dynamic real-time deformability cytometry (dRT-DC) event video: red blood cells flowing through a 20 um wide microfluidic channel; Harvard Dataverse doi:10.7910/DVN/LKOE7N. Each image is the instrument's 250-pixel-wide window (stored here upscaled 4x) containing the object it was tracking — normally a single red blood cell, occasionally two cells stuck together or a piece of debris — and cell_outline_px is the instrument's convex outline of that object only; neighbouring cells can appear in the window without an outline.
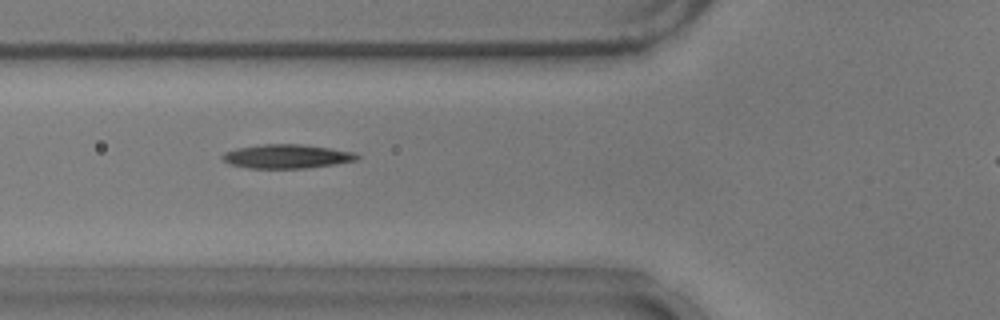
{"species": "common noctule bat (a hibernating species)", "species_latin": "Nyctalus noctula", "temperature_condition": "warm", "stored_images_in_passage": 38, "camera_frame_rate_fps": 3000, "um_per_image_px": 0.085, "animal": {"sex": "male", "body_mass_g": 17.9}, "frame": {"image": 1, "passage_image": 9, "time_ms": 2.667, "image_size_px": [1000, 320], "cell_outline_px": [[360, 156], [356, 160], [336, 164], [304, 168], [248, 168], [228, 164], [220, 156], [224, 152], [240, 148], [264, 144], [300, 144], [328, 148], [352, 152]], "centroid_in_image_um": [24.34, 13.3], "position_along_channel_um": 101.5, "area_um2": 18.55}}
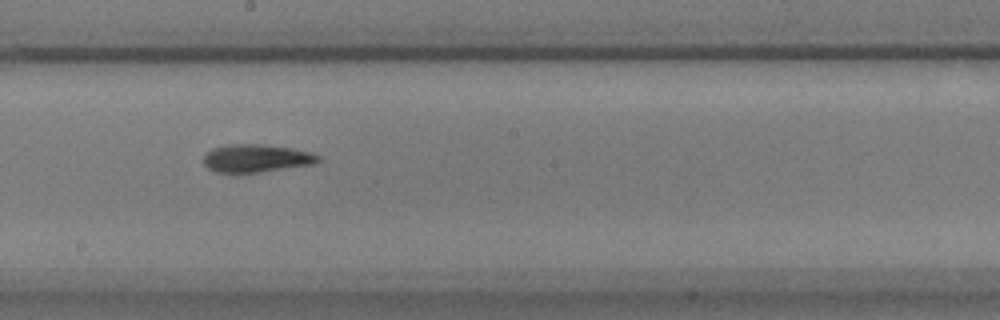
{"frame": {"image": 2, "passage_image": 19, "time_ms": 6.0, "image_size_px": [1000, 320], "cell_outline_px": [[320, 160], [316, 164], [236, 176], [216, 172], [208, 168], [204, 164], [204, 156], [212, 148], [232, 144], [260, 144], [292, 148], [308, 152], [320, 156]], "centroid_in_image_um": [21.76, 13.5], "position_along_channel_um": 226.4, "area_um2": 19.25}}
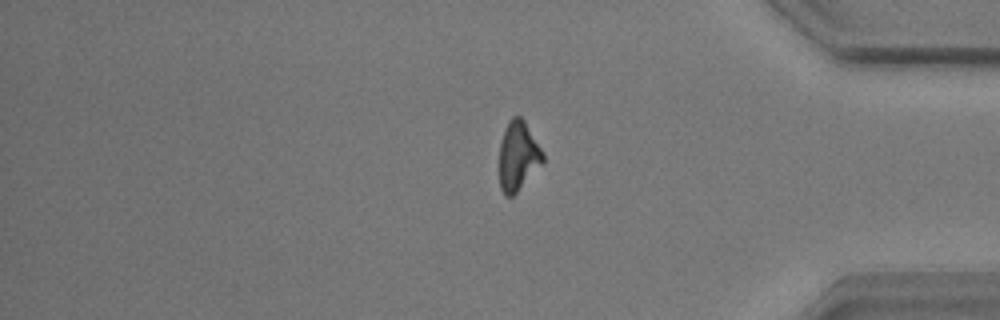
{"frame": {"image": 3, "passage_image": 34, "time_ms": 11.0, "image_size_px": [1000, 320], "cell_outline_px": [[544, 160], [516, 192], [512, 196], [504, 196], [500, 188], [500, 140], [504, 128], [508, 120], [512, 116], [520, 116], [524, 120], [544, 152]], "centroid_in_image_um": [44.02, 13.21], "position_along_channel_um": 391.2, "area_um2": 17.46}}